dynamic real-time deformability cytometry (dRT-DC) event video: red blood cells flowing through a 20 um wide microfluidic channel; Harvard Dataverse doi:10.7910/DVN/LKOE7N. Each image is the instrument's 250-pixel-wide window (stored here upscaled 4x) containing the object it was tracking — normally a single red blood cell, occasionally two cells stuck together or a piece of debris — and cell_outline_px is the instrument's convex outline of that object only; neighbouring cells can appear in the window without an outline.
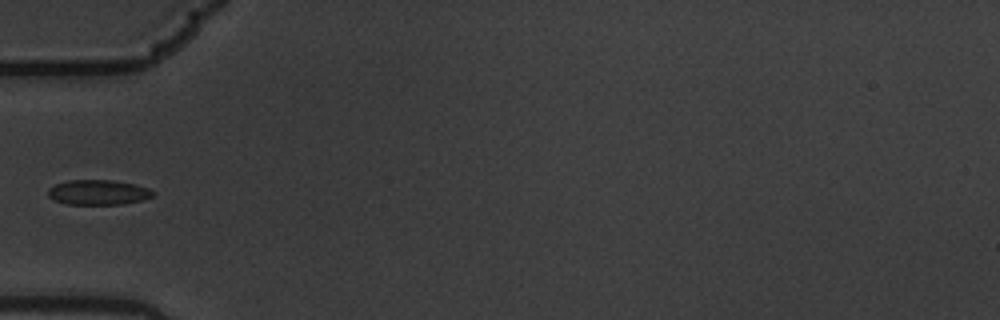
{"species": "common noctule bat (a hibernating species)", "species_latin": "Nyctalus noctula", "temperature_condition": "warm", "stored_images_in_passage": 5, "camera_frame_rate_fps": 3000, "um_per_image_px": 0.085, "animal": {"sex": "male", "body_mass_g": 19.5, "forearm_length_mm": 54.6}, "frame": {"image": 1, "passage_image": 5, "time_ms": 1.333, "image_size_px": [1000, 320], "cell_outline_px": [[156, 192], [152, 196], [144, 200], [124, 204], [68, 204], [56, 200], [48, 196], [48, 188], [56, 184], [68, 180], [112, 180], [132, 184], [148, 188]], "centroid_in_image_um": [8.36, 16.35], "position_along_channel_um": 76.6, "area_um2": 15.2}}